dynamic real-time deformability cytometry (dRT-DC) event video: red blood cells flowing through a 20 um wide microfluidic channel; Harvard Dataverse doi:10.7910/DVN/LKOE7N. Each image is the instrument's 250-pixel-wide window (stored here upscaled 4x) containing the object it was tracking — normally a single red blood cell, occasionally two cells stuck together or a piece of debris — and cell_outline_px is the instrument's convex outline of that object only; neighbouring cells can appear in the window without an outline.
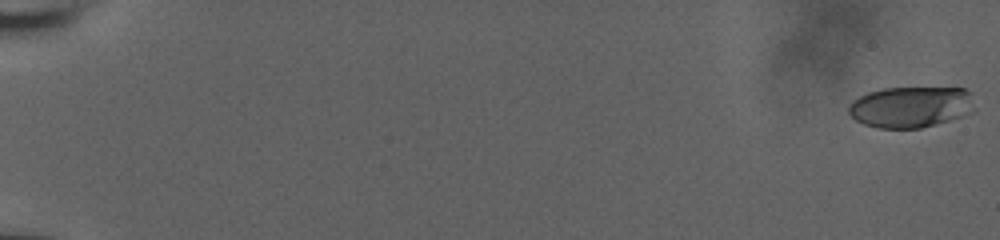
{"species": "human", "species_latin": "Homo sapiens", "temperature_condition": "room temperature", "stored_images_in_passage": 9, "camera_frame_rate_fps": 3000, "um_per_image_px": 0.085, "donor": {"sex": "male"}, "frame": {"image": 1, "passage_image": 1, "time_ms": 0.0, "image_size_px": [1000, 240], "cell_outline_px": [[972, 92], [960, 116], [948, 120], [920, 128], [876, 128], [864, 124], [856, 120], [848, 112], [848, 108], [852, 100], [868, 92], [884, 88], [964, 88]], "centroid_in_image_um": [77.24, 9.08], "position_along_channel_um": 7.8, "area_um2": 29.13}}
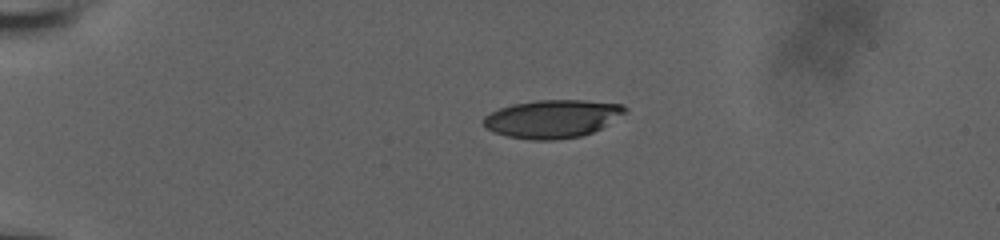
{"frame": {"image": 2, "passage_image": 7, "time_ms": 2.0, "image_size_px": [1000, 240], "cell_outline_px": [[628, 108], [624, 112], [600, 128], [592, 132], [580, 136], [552, 140], [532, 140], [508, 136], [496, 132], [488, 128], [484, 124], [484, 116], [500, 108], [512, 104], [536, 100], [584, 100], [624, 104]], "centroid_in_image_um": [46.95, 10.08], "position_along_channel_um": 38.0, "area_um2": 30.92}}